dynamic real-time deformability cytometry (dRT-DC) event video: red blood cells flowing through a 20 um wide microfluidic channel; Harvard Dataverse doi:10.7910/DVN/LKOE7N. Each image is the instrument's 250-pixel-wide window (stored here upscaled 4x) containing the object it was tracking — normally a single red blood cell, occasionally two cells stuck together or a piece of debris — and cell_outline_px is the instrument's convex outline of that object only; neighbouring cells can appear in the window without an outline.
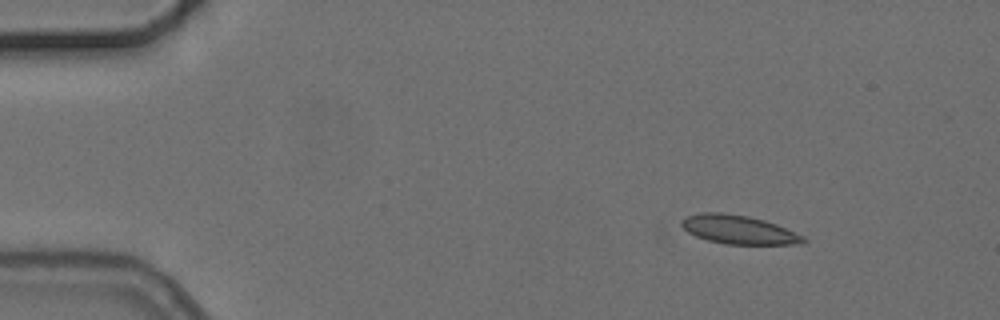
{"species": "common noctule bat (a hibernating species)", "species_latin": "Nyctalus noctula", "temperature_condition": "cold", "stored_images_in_passage": 5, "camera_frame_rate_fps": 3000, "um_per_image_px": 0.085, "animal": {"sex": "female", "body_mass_g": 24.6, "forearm_length_mm": 56.2}, "frame": {"image": 1, "passage_image": 2, "time_ms": 1.333, "image_size_px": [1000, 320], "cell_outline_px": [[808, 240], [804, 244], [724, 244], [708, 240], [696, 236], [688, 232], [680, 224], [680, 220], [688, 216], [700, 212], [720, 212], [748, 216], [764, 220], [776, 224], [804, 236]], "centroid_in_image_um": [62.79, 19.52], "position_along_channel_um": 22.2, "area_um2": 20.4}}
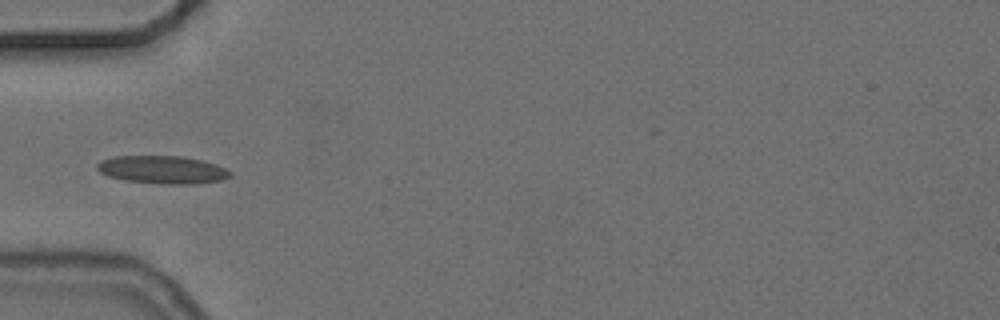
{"frame": {"image": 2, "passage_image": 5, "time_ms": 5.0, "image_size_px": [1000, 320], "cell_outline_px": [[232, 176], [220, 180], [192, 184], [160, 184], [124, 180], [108, 176], [100, 172], [96, 168], [96, 164], [100, 160], [112, 156], [184, 156], [204, 160], [216, 164], [232, 172]], "centroid_in_image_um": [13.79, 14.42], "position_along_channel_um": 71.2, "area_um2": 21.85}}